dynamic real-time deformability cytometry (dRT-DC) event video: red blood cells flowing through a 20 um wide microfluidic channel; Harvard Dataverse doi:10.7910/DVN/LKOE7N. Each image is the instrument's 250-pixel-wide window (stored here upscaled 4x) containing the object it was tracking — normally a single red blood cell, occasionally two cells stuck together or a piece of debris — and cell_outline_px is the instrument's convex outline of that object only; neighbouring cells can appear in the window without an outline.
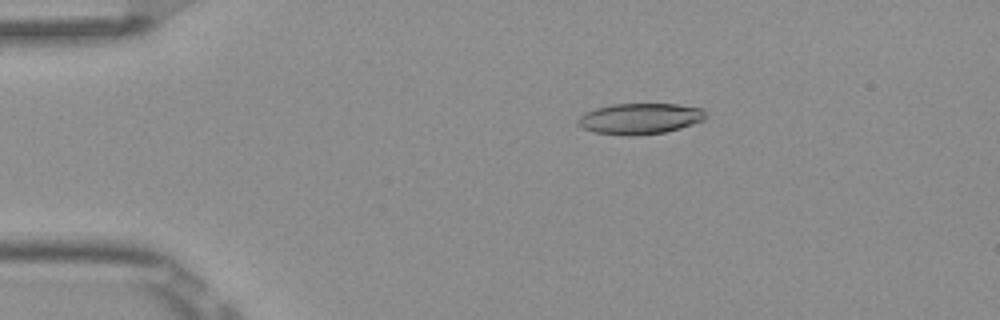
{"species": "Egyptian fruit bat (a non-hibernating species)", "species_latin": "Rousettus aegyptiacus", "temperature_condition": "room temperature", "stored_images_in_passage": 6, "camera_frame_rate_fps": 3000, "um_per_image_px": 0.085, "frame": {"image": 1, "passage_image": 3, "time_ms": 0.667, "image_size_px": [1000, 320], "cell_outline_px": [[708, 116], [704, 120], [680, 128], [664, 132], [632, 136], [628, 136], [596, 132], [584, 128], [576, 124], [576, 120], [584, 112], [596, 108], [612, 104], [680, 104], [704, 108]], "centroid_in_image_um": [54.42, 10.07], "position_along_channel_um": 30.6, "area_um2": 23.18}}
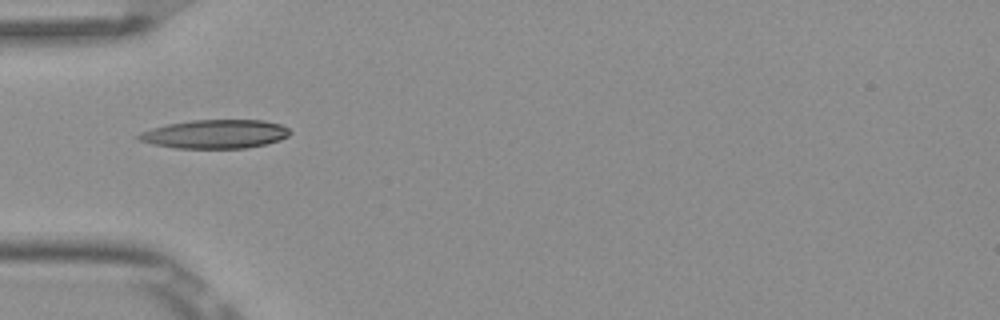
{"frame": {"image": 2, "passage_image": 5, "time_ms": 1.333, "image_size_px": [1000, 320], "cell_outline_px": [[292, 132], [288, 136], [280, 140], [248, 148], [172, 148], [152, 144], [140, 140], [136, 136], [140, 132], [152, 128], [168, 124], [192, 120], [264, 120], [280, 124], [288, 128]], "centroid_in_image_um": [18.3, 11.39], "position_along_channel_um": 66.7, "area_um2": 25.37}}
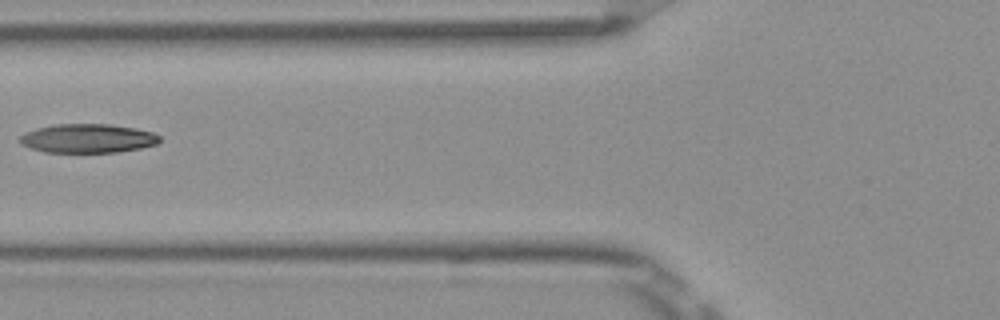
{"frame": {"image": 3, "passage_image": 6, "time_ms": 1.667, "image_size_px": [1000, 320], "cell_outline_px": [[160, 140], [156, 144], [140, 148], [116, 152], [44, 152], [20, 144], [16, 140], [20, 136], [36, 128], [56, 124], [112, 124], [136, 128], [152, 132], [160, 136]], "centroid_in_image_um": [7.44, 11.76], "position_along_channel_um": 118.4, "area_um2": 23.58}}